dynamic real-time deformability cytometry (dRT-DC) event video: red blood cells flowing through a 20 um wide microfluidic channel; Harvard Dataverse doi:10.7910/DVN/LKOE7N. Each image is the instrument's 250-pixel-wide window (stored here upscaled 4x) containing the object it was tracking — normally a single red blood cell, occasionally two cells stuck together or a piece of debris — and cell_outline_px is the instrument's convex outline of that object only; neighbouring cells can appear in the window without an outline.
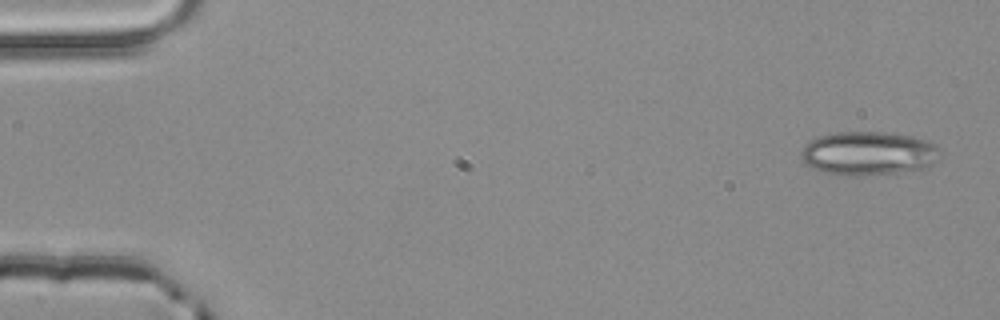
{"species": "common noctule bat (a hibernating species)", "species_latin": "Nyctalus noctula", "temperature_condition": "room temperature", "stored_images_in_passage": 4, "camera_frame_rate_fps": 3000, "um_per_image_px": 0.085, "animal": {"sex": "male", "body_mass_g": 20.4}, "frame": {"image": 1, "passage_image": 1, "time_ms": 0.0, "image_size_px": [1000, 320], "cell_outline_px": [[940, 156], [932, 164], [924, 168], [896, 172], [864, 176], [848, 176], [824, 172], [812, 168], [800, 156], [800, 152], [804, 144], [820, 136], [836, 132], [884, 132], [908, 136], [928, 140], [936, 144], [940, 148]], "centroid_in_image_um": [73.82, 13.04], "position_along_channel_um": 11.2, "area_um2": 35.43}}
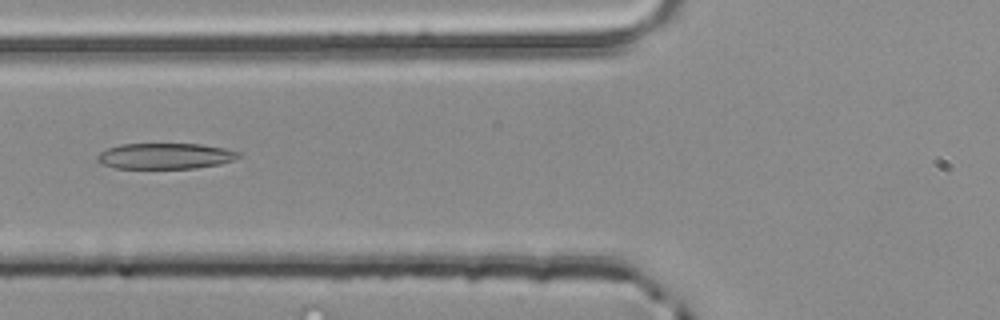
{"frame": {"image": 2, "passage_image": 4, "time_ms": 1.0, "image_size_px": [1000, 320], "cell_outline_px": [[240, 156], [232, 160], [220, 164], [196, 168], [112, 168], [100, 164], [96, 160], [96, 156], [100, 152], [108, 148], [120, 144], [200, 144], [224, 148], [240, 152]], "centroid_in_image_um": [14.0, 13.26], "position_along_channel_um": 111.8, "area_um2": 21.33}}